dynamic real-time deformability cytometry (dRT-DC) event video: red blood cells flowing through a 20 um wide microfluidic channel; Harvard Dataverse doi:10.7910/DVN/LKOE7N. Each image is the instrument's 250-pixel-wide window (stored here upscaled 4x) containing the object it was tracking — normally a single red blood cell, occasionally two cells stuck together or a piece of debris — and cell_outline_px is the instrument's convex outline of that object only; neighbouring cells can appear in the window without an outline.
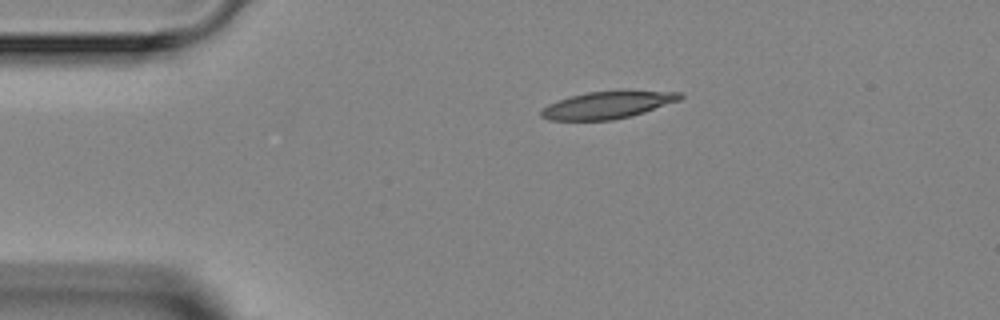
{"species": "Egyptian fruit bat (a non-hibernating species)", "species_latin": "Rousettus aegyptiacus", "temperature_condition": "room temperature", "stored_images_in_passage": 2, "camera_frame_rate_fps": 3000, "um_per_image_px": 0.085, "animal": {"sex": "female"}, "frame": {"image": 1, "passage_image": 1, "time_ms": 0.0, "image_size_px": [1000, 320], "cell_outline_px": [[684, 96], [680, 100], [644, 112], [612, 120], [548, 120], [540, 116], [540, 108], [548, 104], [572, 96], [588, 92], [624, 88], [628, 88], [680, 92]], "centroid_in_image_um": [51.69, 8.87], "position_along_channel_um": 33.3, "area_um2": 22.72}}